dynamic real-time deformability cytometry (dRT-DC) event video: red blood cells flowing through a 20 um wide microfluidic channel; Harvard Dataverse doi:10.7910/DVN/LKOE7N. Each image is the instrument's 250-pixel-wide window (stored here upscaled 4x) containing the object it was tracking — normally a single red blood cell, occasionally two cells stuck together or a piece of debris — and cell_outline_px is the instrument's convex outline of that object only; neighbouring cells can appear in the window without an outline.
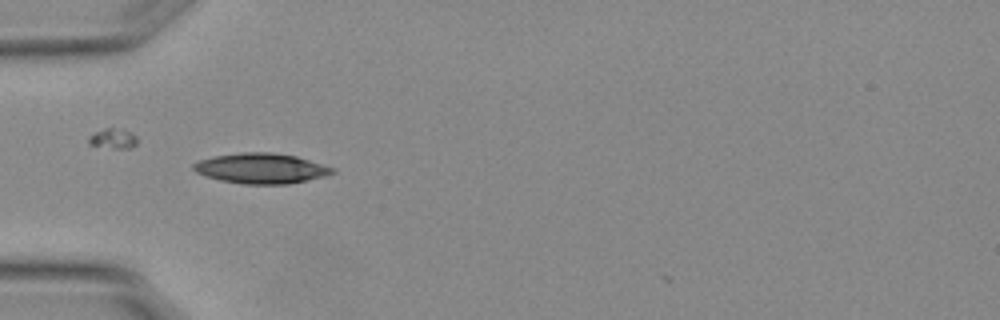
{"species": "Egyptian fruit bat (a non-hibernating species)", "species_latin": "Rousettus aegyptiacus", "temperature_condition": "warm", "stored_images_in_passage": 36, "camera_frame_rate_fps": 3000, "um_per_image_px": 0.085, "animal": {"sex": "female"}, "frame": {"image": 1, "passage_image": 1, "time_ms": 0.0, "image_size_px": [1000, 320], "cell_outline_px": [[336, 172], [324, 176], [288, 184], [244, 184], [220, 180], [196, 172], [192, 168], [192, 164], [200, 160], [216, 156], [244, 152], [272, 152], [296, 156], [336, 168]], "centroid_in_image_um": [22.22, 14.31], "position_along_channel_um": 62.8, "area_um2": 24.33}}
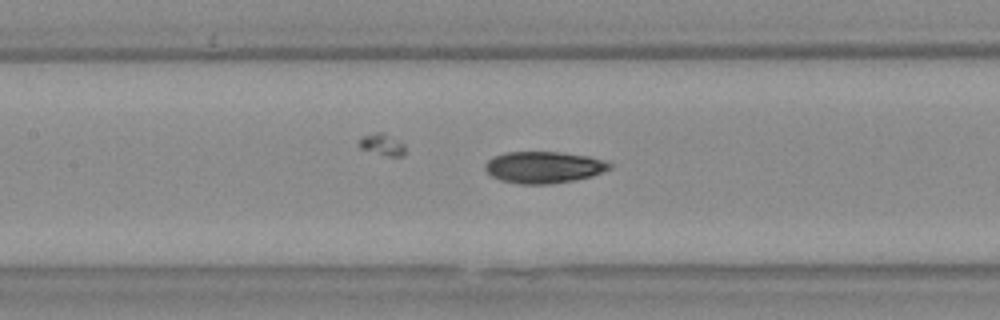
{"frame": {"image": 2, "passage_image": 9, "time_ms": 2.667, "image_size_px": [1000, 320], "cell_outline_px": [[612, 168], [592, 176], [552, 184], [520, 184], [500, 180], [492, 176], [484, 168], [484, 164], [492, 156], [504, 152], [560, 152], [588, 156], [604, 160], [612, 164]], "centroid_in_image_um": [46.2, 14.21], "position_along_channel_um": 161.2, "area_um2": 23.06}}
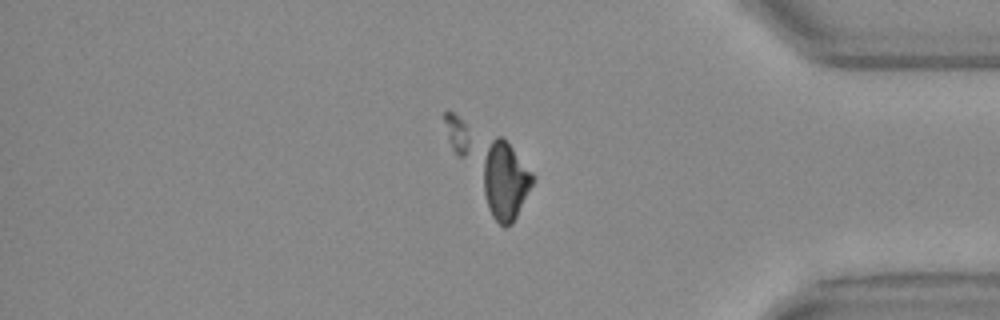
{"frame": {"image": 3, "passage_image": 29, "time_ms": 9.333, "image_size_px": [1000, 320], "cell_outline_px": [[536, 176], [512, 224], [504, 228], [492, 216], [456, 156], [448, 140], [444, 120], [444, 112], [452, 112], [500, 136], [512, 148]], "centroid_in_image_um": [41.68, 14.21], "position_along_channel_um": 393.5, "area_um2": 37.8}, "authors_computed_cell_mechanics": {"area_um2": 23.2934, "velocity_mm_per_s": 3.787, "shape_relaxation_time_tau1_ms": null, "shape_relaxation_time_tau2_ms": 3.193, "deformation_change_tau1": null, "deformation_change_tau2": 0.0771}}